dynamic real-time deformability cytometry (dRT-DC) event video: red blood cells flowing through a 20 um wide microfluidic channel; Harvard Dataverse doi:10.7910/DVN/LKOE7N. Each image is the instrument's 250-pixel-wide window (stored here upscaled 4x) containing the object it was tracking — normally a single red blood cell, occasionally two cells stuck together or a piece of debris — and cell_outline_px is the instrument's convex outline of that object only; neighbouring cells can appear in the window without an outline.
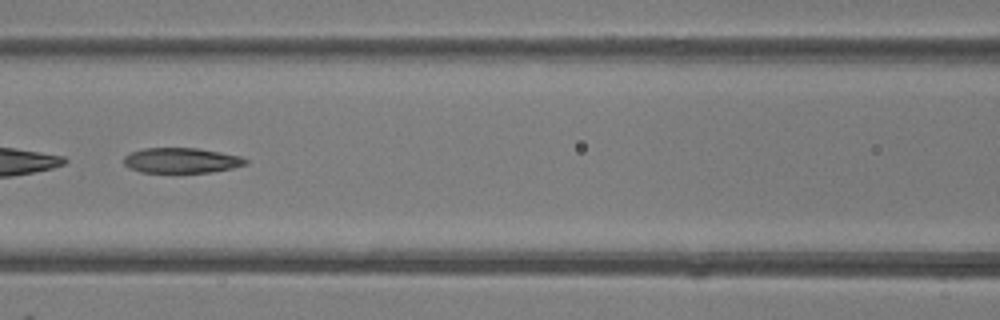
{"species": "common noctule bat (a hibernating species)", "species_latin": "Nyctalus noctula", "temperature_condition": "room temperature", "stored_images_in_passage": 37, "camera_frame_rate_fps": 3000, "um_per_image_px": 0.085, "animal": {"sex": "female"}, "frame": {"image": 1, "passage_image": 11, "time_ms": 3.333, "image_size_px": [1000, 320], "cell_outline_px": [[248, 164], [232, 168], [212, 172], [140, 172], [128, 168], [124, 164], [124, 156], [132, 152], [144, 148], [196, 148], [220, 152], [240, 156], [248, 160]], "centroid_in_image_um": [15.42, 13.64], "position_along_channel_um": 151.2, "area_um2": 17.86}, "authors_computed_cell_mechanics": {"area_um2": 19.652, "velocity_mm_per_s": 4.1856, "shape_relaxation_time_tau1_ms": null, "shape_relaxation_time_tau2_ms": 6.0578, "deformation_change_tau1": null, "deformation_change_tau2": 0.1744}}